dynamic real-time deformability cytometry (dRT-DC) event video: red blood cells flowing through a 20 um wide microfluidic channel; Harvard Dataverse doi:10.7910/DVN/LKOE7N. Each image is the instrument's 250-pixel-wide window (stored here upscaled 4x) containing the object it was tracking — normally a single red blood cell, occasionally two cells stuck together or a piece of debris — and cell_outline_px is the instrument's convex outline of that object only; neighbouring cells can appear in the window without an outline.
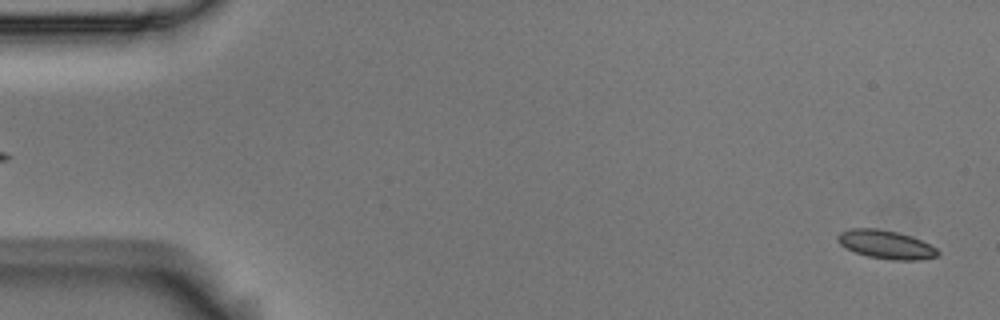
{"species": "Egyptian fruit bat (a non-hibernating species)", "species_latin": "Rousettus aegyptiacus", "temperature_condition": "room temperature", "stored_images_in_passage": 57, "camera_frame_rate_fps": 3000, "um_per_image_px": 0.085, "animal": {"sex": "male"}, "frame": {"image": 1, "passage_image": 2, "time_ms": 0.333, "image_size_px": [1000, 320], "cell_outline_px": [[940, 252], [936, 256], [920, 260], [892, 260], [868, 256], [856, 252], [840, 244], [836, 240], [836, 236], [840, 232], [852, 228], [876, 228], [896, 232], [912, 236], [936, 248]], "centroid_in_image_um": [75.29, 20.78], "position_along_channel_um": 9.7, "area_um2": 16.47}}
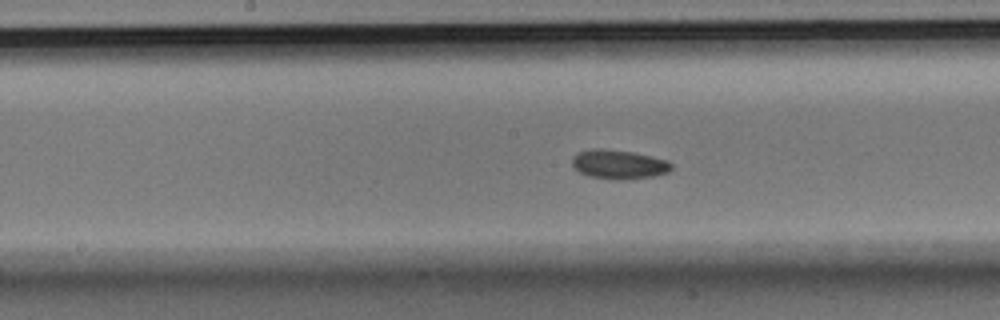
{"frame": {"image": 2, "passage_image": 29, "time_ms": 9.333, "image_size_px": [1000, 320], "cell_outline_px": [[672, 168], [668, 172], [652, 176], [624, 180], [616, 180], [588, 176], [580, 172], [572, 164], [572, 156], [576, 152], [592, 148], [600, 148], [632, 152], [668, 160], [672, 164]], "centroid_in_image_um": [52.57, 13.97], "position_along_channel_um": 195.6, "area_um2": 16.94}}
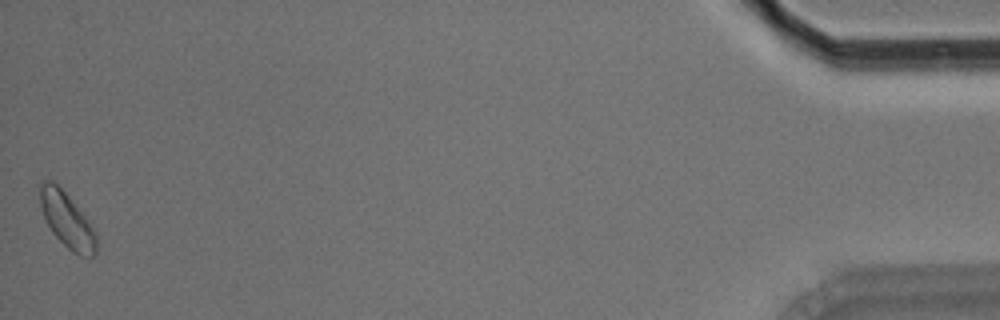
{"frame": {"image": 3, "passage_image": 57, "time_ms": 18.667, "image_size_px": [1000, 320], "cell_outline_px": [[96, 252], [92, 256], [80, 256], [72, 252], [52, 232], [44, 216], [40, 204], [36, 184], [44, 180], [52, 180], [68, 196], [84, 216], [96, 232]], "centroid_in_image_um": [5.64, 18.67], "position_along_channel_um": 429.6, "area_um2": 17.92}, "authors_computed_cell_mechanics": {"area_um2": 16.3574, "velocity_mm_per_s": 3.523, "shape_relaxation_time_tau1_ms": 3.3658, "shape_relaxation_time_tau2_ms": null, "deformation_change_tau1": 0.0591, "deformation_change_tau2": null}}